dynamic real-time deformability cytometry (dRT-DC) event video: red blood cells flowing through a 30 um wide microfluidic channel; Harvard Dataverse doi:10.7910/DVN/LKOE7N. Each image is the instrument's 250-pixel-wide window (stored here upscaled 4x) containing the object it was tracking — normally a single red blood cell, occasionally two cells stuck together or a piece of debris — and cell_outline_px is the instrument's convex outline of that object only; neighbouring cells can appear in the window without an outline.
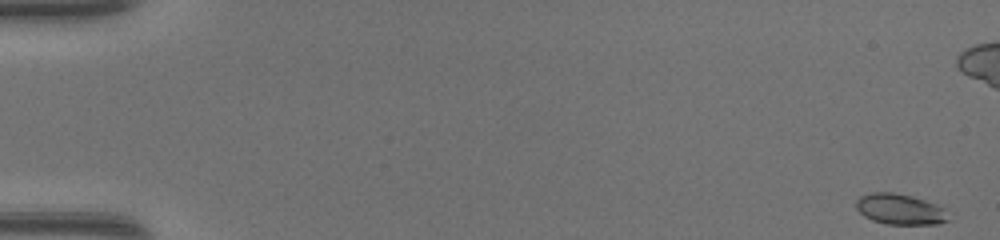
{"species": "common noctule bat (a hibernating species)", "species_latin": "Nyctalus noctula", "temperature_condition": "warm", "stored_images_in_passage": 50, "camera_frame_rate_fps": 3000, "um_per_image_px": 0.085, "animal": {"sex": "female", "body_mass_g": 17.0, "forearm_length_mm": 48.0}, "frame": {"image": 1, "passage_image": 1, "time_ms": 0.0, "image_size_px": [1000, 240], "cell_outline_px": [[948, 220], [940, 224], [888, 224], [872, 220], [864, 216], [856, 208], [856, 200], [860, 196], [872, 192], [892, 192], [912, 196], [924, 200], [944, 208]], "centroid_in_image_um": [76.47, 17.78], "position_along_channel_um": 8.5, "area_um2": 16.36}}
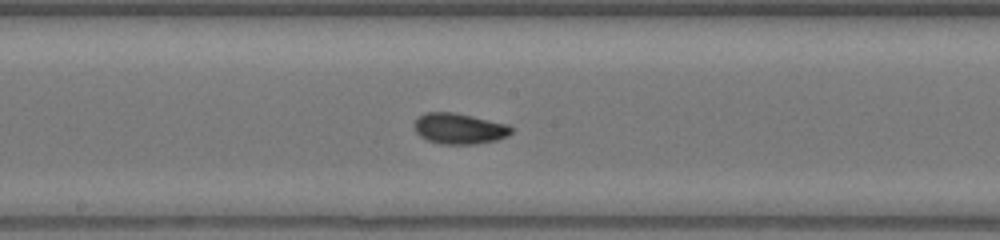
{"frame": {"image": 2, "passage_image": 27, "time_ms": 8.667, "image_size_px": [1000, 240], "cell_outline_px": [[512, 132], [508, 136], [496, 140], [476, 144], [440, 144], [428, 140], [420, 136], [416, 132], [416, 120], [424, 112], [456, 112], [508, 124], [512, 128]], "centroid_in_image_um": [39.07, 10.93], "position_along_channel_um": 209.1, "area_um2": 17.4}}
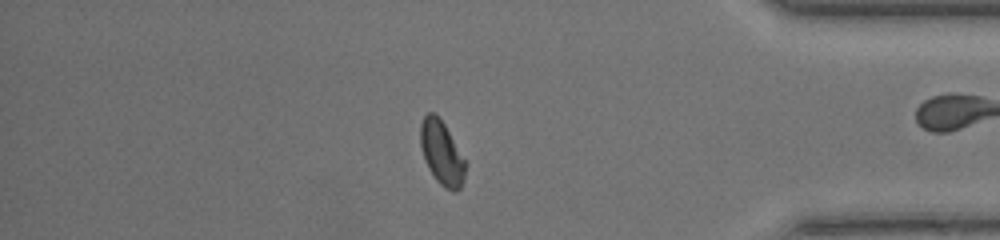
{"frame": {"image": 3, "passage_image": 42, "time_ms": 13.667, "image_size_px": [1000, 240], "cell_outline_px": [[464, 180], [460, 188], [456, 192], [452, 192], [444, 188], [436, 180], [428, 168], [424, 160], [420, 144], [420, 124], [424, 116], [428, 112], [432, 112], [444, 124], [464, 160]], "centroid_in_image_um": [37.51, 13.04], "position_along_channel_um": 397.7, "area_um2": 16.42}, "authors_computed_cell_mechanics": {"area_um2": 16.6175, "velocity_mm_per_s": 4.3237, "shape_relaxation_time_tau1_ms": 3.3801, "shape_relaxation_time_tau2_ms": 0.791, "deformation_change_tau1": 0.0966, "deformation_change_tau2": 0.0419}}